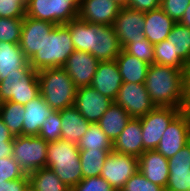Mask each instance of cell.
<instances>
[{"label": "cell", "instance_id": "cell-21", "mask_svg": "<svg viewBox=\"0 0 190 191\" xmlns=\"http://www.w3.org/2000/svg\"><path fill=\"white\" fill-rule=\"evenodd\" d=\"M112 144L114 152L139 158L145 151L140 118H131Z\"/></svg>", "mask_w": 190, "mask_h": 191}, {"label": "cell", "instance_id": "cell-40", "mask_svg": "<svg viewBox=\"0 0 190 191\" xmlns=\"http://www.w3.org/2000/svg\"><path fill=\"white\" fill-rule=\"evenodd\" d=\"M71 191H116L107 180L101 176L83 178Z\"/></svg>", "mask_w": 190, "mask_h": 191}, {"label": "cell", "instance_id": "cell-16", "mask_svg": "<svg viewBox=\"0 0 190 191\" xmlns=\"http://www.w3.org/2000/svg\"><path fill=\"white\" fill-rule=\"evenodd\" d=\"M98 63L99 61L92 54L75 50L62 68L71 77L74 85L79 88L90 86Z\"/></svg>", "mask_w": 190, "mask_h": 191}, {"label": "cell", "instance_id": "cell-6", "mask_svg": "<svg viewBox=\"0 0 190 191\" xmlns=\"http://www.w3.org/2000/svg\"><path fill=\"white\" fill-rule=\"evenodd\" d=\"M80 0H30L26 16L49 21L55 25L67 24L78 18Z\"/></svg>", "mask_w": 190, "mask_h": 191}, {"label": "cell", "instance_id": "cell-18", "mask_svg": "<svg viewBox=\"0 0 190 191\" xmlns=\"http://www.w3.org/2000/svg\"><path fill=\"white\" fill-rule=\"evenodd\" d=\"M123 83L115 60L99 62L90 86L97 92L115 100Z\"/></svg>", "mask_w": 190, "mask_h": 191}, {"label": "cell", "instance_id": "cell-9", "mask_svg": "<svg viewBox=\"0 0 190 191\" xmlns=\"http://www.w3.org/2000/svg\"><path fill=\"white\" fill-rule=\"evenodd\" d=\"M184 108L174 107H155L146 115L140 118L142 127V140L145 151L156 150L162 134L168 127L169 123Z\"/></svg>", "mask_w": 190, "mask_h": 191}, {"label": "cell", "instance_id": "cell-49", "mask_svg": "<svg viewBox=\"0 0 190 191\" xmlns=\"http://www.w3.org/2000/svg\"><path fill=\"white\" fill-rule=\"evenodd\" d=\"M121 7H127L130 0H113Z\"/></svg>", "mask_w": 190, "mask_h": 191}, {"label": "cell", "instance_id": "cell-37", "mask_svg": "<svg viewBox=\"0 0 190 191\" xmlns=\"http://www.w3.org/2000/svg\"><path fill=\"white\" fill-rule=\"evenodd\" d=\"M120 191H165V188L152 183L138 170Z\"/></svg>", "mask_w": 190, "mask_h": 191}, {"label": "cell", "instance_id": "cell-8", "mask_svg": "<svg viewBox=\"0 0 190 191\" xmlns=\"http://www.w3.org/2000/svg\"><path fill=\"white\" fill-rule=\"evenodd\" d=\"M40 94L38 72L32 67L24 75L7 76L0 81L1 102L26 105Z\"/></svg>", "mask_w": 190, "mask_h": 191}, {"label": "cell", "instance_id": "cell-4", "mask_svg": "<svg viewBox=\"0 0 190 191\" xmlns=\"http://www.w3.org/2000/svg\"><path fill=\"white\" fill-rule=\"evenodd\" d=\"M79 151L78 145L64 139L51 141L47 147L46 167L70 189L83 179Z\"/></svg>", "mask_w": 190, "mask_h": 191}, {"label": "cell", "instance_id": "cell-38", "mask_svg": "<svg viewBox=\"0 0 190 191\" xmlns=\"http://www.w3.org/2000/svg\"><path fill=\"white\" fill-rule=\"evenodd\" d=\"M169 172L190 171V142L168 159Z\"/></svg>", "mask_w": 190, "mask_h": 191}, {"label": "cell", "instance_id": "cell-27", "mask_svg": "<svg viewBox=\"0 0 190 191\" xmlns=\"http://www.w3.org/2000/svg\"><path fill=\"white\" fill-rule=\"evenodd\" d=\"M28 184L35 191H71L65 183L48 167L27 174Z\"/></svg>", "mask_w": 190, "mask_h": 191}, {"label": "cell", "instance_id": "cell-28", "mask_svg": "<svg viewBox=\"0 0 190 191\" xmlns=\"http://www.w3.org/2000/svg\"><path fill=\"white\" fill-rule=\"evenodd\" d=\"M111 151L113 149L80 150L79 159L83 178L100 176L105 160Z\"/></svg>", "mask_w": 190, "mask_h": 191}, {"label": "cell", "instance_id": "cell-24", "mask_svg": "<svg viewBox=\"0 0 190 191\" xmlns=\"http://www.w3.org/2000/svg\"><path fill=\"white\" fill-rule=\"evenodd\" d=\"M61 139L78 145L80 139L88 130L90 123L80 114L73 105L60 110Z\"/></svg>", "mask_w": 190, "mask_h": 191}, {"label": "cell", "instance_id": "cell-1", "mask_svg": "<svg viewBox=\"0 0 190 191\" xmlns=\"http://www.w3.org/2000/svg\"><path fill=\"white\" fill-rule=\"evenodd\" d=\"M75 50L92 54L99 62L115 60L121 51L113 26L93 24L76 18L65 24Z\"/></svg>", "mask_w": 190, "mask_h": 191}, {"label": "cell", "instance_id": "cell-45", "mask_svg": "<svg viewBox=\"0 0 190 191\" xmlns=\"http://www.w3.org/2000/svg\"><path fill=\"white\" fill-rule=\"evenodd\" d=\"M14 135L9 131L8 127L4 124L0 117V143L13 142Z\"/></svg>", "mask_w": 190, "mask_h": 191}, {"label": "cell", "instance_id": "cell-46", "mask_svg": "<svg viewBox=\"0 0 190 191\" xmlns=\"http://www.w3.org/2000/svg\"><path fill=\"white\" fill-rule=\"evenodd\" d=\"M12 146L13 142H3L0 143V159L9 158L12 156Z\"/></svg>", "mask_w": 190, "mask_h": 191}, {"label": "cell", "instance_id": "cell-5", "mask_svg": "<svg viewBox=\"0 0 190 191\" xmlns=\"http://www.w3.org/2000/svg\"><path fill=\"white\" fill-rule=\"evenodd\" d=\"M40 94L54 110L73 106L77 87L71 77L61 68H46L38 71Z\"/></svg>", "mask_w": 190, "mask_h": 191}, {"label": "cell", "instance_id": "cell-36", "mask_svg": "<svg viewBox=\"0 0 190 191\" xmlns=\"http://www.w3.org/2000/svg\"><path fill=\"white\" fill-rule=\"evenodd\" d=\"M28 178L25 171L20 167L16 160L11 156L0 159V184L4 181Z\"/></svg>", "mask_w": 190, "mask_h": 191}, {"label": "cell", "instance_id": "cell-15", "mask_svg": "<svg viewBox=\"0 0 190 191\" xmlns=\"http://www.w3.org/2000/svg\"><path fill=\"white\" fill-rule=\"evenodd\" d=\"M55 26V24L49 21L30 18L25 15L19 45L28 60L37 51L41 50L46 35H48Z\"/></svg>", "mask_w": 190, "mask_h": 191}, {"label": "cell", "instance_id": "cell-20", "mask_svg": "<svg viewBox=\"0 0 190 191\" xmlns=\"http://www.w3.org/2000/svg\"><path fill=\"white\" fill-rule=\"evenodd\" d=\"M138 170L152 183L166 188L169 177L168 159L157 150L142 153L138 158Z\"/></svg>", "mask_w": 190, "mask_h": 191}, {"label": "cell", "instance_id": "cell-13", "mask_svg": "<svg viewBox=\"0 0 190 191\" xmlns=\"http://www.w3.org/2000/svg\"><path fill=\"white\" fill-rule=\"evenodd\" d=\"M114 102L122 106L131 118H141L156 106L144 84L122 83Z\"/></svg>", "mask_w": 190, "mask_h": 191}, {"label": "cell", "instance_id": "cell-42", "mask_svg": "<svg viewBox=\"0 0 190 191\" xmlns=\"http://www.w3.org/2000/svg\"><path fill=\"white\" fill-rule=\"evenodd\" d=\"M189 190H190V171L169 172L168 182L165 191H189Z\"/></svg>", "mask_w": 190, "mask_h": 191}, {"label": "cell", "instance_id": "cell-23", "mask_svg": "<svg viewBox=\"0 0 190 191\" xmlns=\"http://www.w3.org/2000/svg\"><path fill=\"white\" fill-rule=\"evenodd\" d=\"M22 135L38 136L46 118L54 111L39 94L24 105Z\"/></svg>", "mask_w": 190, "mask_h": 191}, {"label": "cell", "instance_id": "cell-3", "mask_svg": "<svg viewBox=\"0 0 190 191\" xmlns=\"http://www.w3.org/2000/svg\"><path fill=\"white\" fill-rule=\"evenodd\" d=\"M74 51L69 28L65 24L56 25L46 35L41 50L37 51L28 62L37 72L46 68H61Z\"/></svg>", "mask_w": 190, "mask_h": 191}, {"label": "cell", "instance_id": "cell-14", "mask_svg": "<svg viewBox=\"0 0 190 191\" xmlns=\"http://www.w3.org/2000/svg\"><path fill=\"white\" fill-rule=\"evenodd\" d=\"M113 100L97 92L92 86L79 87L76 90L74 106L90 123H97Z\"/></svg>", "mask_w": 190, "mask_h": 191}, {"label": "cell", "instance_id": "cell-51", "mask_svg": "<svg viewBox=\"0 0 190 191\" xmlns=\"http://www.w3.org/2000/svg\"><path fill=\"white\" fill-rule=\"evenodd\" d=\"M184 73H190V64H188V66L185 68V72Z\"/></svg>", "mask_w": 190, "mask_h": 191}, {"label": "cell", "instance_id": "cell-44", "mask_svg": "<svg viewBox=\"0 0 190 191\" xmlns=\"http://www.w3.org/2000/svg\"><path fill=\"white\" fill-rule=\"evenodd\" d=\"M28 185V178L4 181L0 184V191H24Z\"/></svg>", "mask_w": 190, "mask_h": 191}, {"label": "cell", "instance_id": "cell-41", "mask_svg": "<svg viewBox=\"0 0 190 191\" xmlns=\"http://www.w3.org/2000/svg\"><path fill=\"white\" fill-rule=\"evenodd\" d=\"M190 0H161L160 8L171 17L175 23L180 22Z\"/></svg>", "mask_w": 190, "mask_h": 191}, {"label": "cell", "instance_id": "cell-2", "mask_svg": "<svg viewBox=\"0 0 190 191\" xmlns=\"http://www.w3.org/2000/svg\"><path fill=\"white\" fill-rule=\"evenodd\" d=\"M184 72L156 63L149 66L144 85L156 107L186 109Z\"/></svg>", "mask_w": 190, "mask_h": 191}, {"label": "cell", "instance_id": "cell-48", "mask_svg": "<svg viewBox=\"0 0 190 191\" xmlns=\"http://www.w3.org/2000/svg\"><path fill=\"white\" fill-rule=\"evenodd\" d=\"M179 23L190 28V4L185 10L184 15Z\"/></svg>", "mask_w": 190, "mask_h": 191}, {"label": "cell", "instance_id": "cell-31", "mask_svg": "<svg viewBox=\"0 0 190 191\" xmlns=\"http://www.w3.org/2000/svg\"><path fill=\"white\" fill-rule=\"evenodd\" d=\"M78 148L80 150L113 149V144L99 125L92 123L80 139Z\"/></svg>", "mask_w": 190, "mask_h": 191}, {"label": "cell", "instance_id": "cell-30", "mask_svg": "<svg viewBox=\"0 0 190 191\" xmlns=\"http://www.w3.org/2000/svg\"><path fill=\"white\" fill-rule=\"evenodd\" d=\"M24 106L11 101L1 104L0 117L14 136L22 135Z\"/></svg>", "mask_w": 190, "mask_h": 191}, {"label": "cell", "instance_id": "cell-39", "mask_svg": "<svg viewBox=\"0 0 190 191\" xmlns=\"http://www.w3.org/2000/svg\"><path fill=\"white\" fill-rule=\"evenodd\" d=\"M26 4L24 0H0V17L24 18Z\"/></svg>", "mask_w": 190, "mask_h": 191}, {"label": "cell", "instance_id": "cell-19", "mask_svg": "<svg viewBox=\"0 0 190 191\" xmlns=\"http://www.w3.org/2000/svg\"><path fill=\"white\" fill-rule=\"evenodd\" d=\"M31 66L19 44L0 41V81L11 75H24Z\"/></svg>", "mask_w": 190, "mask_h": 191}, {"label": "cell", "instance_id": "cell-22", "mask_svg": "<svg viewBox=\"0 0 190 191\" xmlns=\"http://www.w3.org/2000/svg\"><path fill=\"white\" fill-rule=\"evenodd\" d=\"M143 33L151 44H157L170 35L174 20L161 8L145 12Z\"/></svg>", "mask_w": 190, "mask_h": 191}, {"label": "cell", "instance_id": "cell-12", "mask_svg": "<svg viewBox=\"0 0 190 191\" xmlns=\"http://www.w3.org/2000/svg\"><path fill=\"white\" fill-rule=\"evenodd\" d=\"M145 12L122 7L112 26L118 37L119 44L124 49L129 43L145 39L143 33Z\"/></svg>", "mask_w": 190, "mask_h": 191}, {"label": "cell", "instance_id": "cell-35", "mask_svg": "<svg viewBox=\"0 0 190 191\" xmlns=\"http://www.w3.org/2000/svg\"><path fill=\"white\" fill-rule=\"evenodd\" d=\"M124 50L149 65L154 63V45L146 38L142 41L137 40L129 43Z\"/></svg>", "mask_w": 190, "mask_h": 191}, {"label": "cell", "instance_id": "cell-7", "mask_svg": "<svg viewBox=\"0 0 190 191\" xmlns=\"http://www.w3.org/2000/svg\"><path fill=\"white\" fill-rule=\"evenodd\" d=\"M49 142L39 136H14L12 157L26 174L46 167Z\"/></svg>", "mask_w": 190, "mask_h": 191}, {"label": "cell", "instance_id": "cell-32", "mask_svg": "<svg viewBox=\"0 0 190 191\" xmlns=\"http://www.w3.org/2000/svg\"><path fill=\"white\" fill-rule=\"evenodd\" d=\"M154 63L171 66L181 71H185L188 66L182 59H173V48L167 39L154 44Z\"/></svg>", "mask_w": 190, "mask_h": 191}, {"label": "cell", "instance_id": "cell-34", "mask_svg": "<svg viewBox=\"0 0 190 191\" xmlns=\"http://www.w3.org/2000/svg\"><path fill=\"white\" fill-rule=\"evenodd\" d=\"M39 137L47 142L61 139V115L60 111L54 110L43 122Z\"/></svg>", "mask_w": 190, "mask_h": 191}, {"label": "cell", "instance_id": "cell-43", "mask_svg": "<svg viewBox=\"0 0 190 191\" xmlns=\"http://www.w3.org/2000/svg\"><path fill=\"white\" fill-rule=\"evenodd\" d=\"M160 2L161 0H130L128 7L135 10L147 12L160 8Z\"/></svg>", "mask_w": 190, "mask_h": 191}, {"label": "cell", "instance_id": "cell-11", "mask_svg": "<svg viewBox=\"0 0 190 191\" xmlns=\"http://www.w3.org/2000/svg\"><path fill=\"white\" fill-rule=\"evenodd\" d=\"M138 171V157L111 151L100 174L116 190L120 191L126 181Z\"/></svg>", "mask_w": 190, "mask_h": 191}, {"label": "cell", "instance_id": "cell-47", "mask_svg": "<svg viewBox=\"0 0 190 191\" xmlns=\"http://www.w3.org/2000/svg\"><path fill=\"white\" fill-rule=\"evenodd\" d=\"M186 109L190 108V73H184Z\"/></svg>", "mask_w": 190, "mask_h": 191}, {"label": "cell", "instance_id": "cell-29", "mask_svg": "<svg viewBox=\"0 0 190 191\" xmlns=\"http://www.w3.org/2000/svg\"><path fill=\"white\" fill-rule=\"evenodd\" d=\"M167 40L173 48V59H182L187 65L190 64V28L175 23Z\"/></svg>", "mask_w": 190, "mask_h": 191}, {"label": "cell", "instance_id": "cell-26", "mask_svg": "<svg viewBox=\"0 0 190 191\" xmlns=\"http://www.w3.org/2000/svg\"><path fill=\"white\" fill-rule=\"evenodd\" d=\"M130 119L131 117L127 111L113 101L97 124L113 143Z\"/></svg>", "mask_w": 190, "mask_h": 191}, {"label": "cell", "instance_id": "cell-50", "mask_svg": "<svg viewBox=\"0 0 190 191\" xmlns=\"http://www.w3.org/2000/svg\"><path fill=\"white\" fill-rule=\"evenodd\" d=\"M24 191H35L29 184L27 187L24 189Z\"/></svg>", "mask_w": 190, "mask_h": 191}, {"label": "cell", "instance_id": "cell-10", "mask_svg": "<svg viewBox=\"0 0 190 191\" xmlns=\"http://www.w3.org/2000/svg\"><path fill=\"white\" fill-rule=\"evenodd\" d=\"M189 142L190 110L185 109L169 123L156 150L169 159Z\"/></svg>", "mask_w": 190, "mask_h": 191}, {"label": "cell", "instance_id": "cell-17", "mask_svg": "<svg viewBox=\"0 0 190 191\" xmlns=\"http://www.w3.org/2000/svg\"><path fill=\"white\" fill-rule=\"evenodd\" d=\"M121 8L113 0H80L78 18L84 22L110 26Z\"/></svg>", "mask_w": 190, "mask_h": 191}, {"label": "cell", "instance_id": "cell-33", "mask_svg": "<svg viewBox=\"0 0 190 191\" xmlns=\"http://www.w3.org/2000/svg\"><path fill=\"white\" fill-rule=\"evenodd\" d=\"M23 18L0 17V41L19 44Z\"/></svg>", "mask_w": 190, "mask_h": 191}, {"label": "cell", "instance_id": "cell-25", "mask_svg": "<svg viewBox=\"0 0 190 191\" xmlns=\"http://www.w3.org/2000/svg\"><path fill=\"white\" fill-rule=\"evenodd\" d=\"M123 83L144 84L149 64L139 60L137 57L121 49L120 54L115 59Z\"/></svg>", "mask_w": 190, "mask_h": 191}]
</instances>
